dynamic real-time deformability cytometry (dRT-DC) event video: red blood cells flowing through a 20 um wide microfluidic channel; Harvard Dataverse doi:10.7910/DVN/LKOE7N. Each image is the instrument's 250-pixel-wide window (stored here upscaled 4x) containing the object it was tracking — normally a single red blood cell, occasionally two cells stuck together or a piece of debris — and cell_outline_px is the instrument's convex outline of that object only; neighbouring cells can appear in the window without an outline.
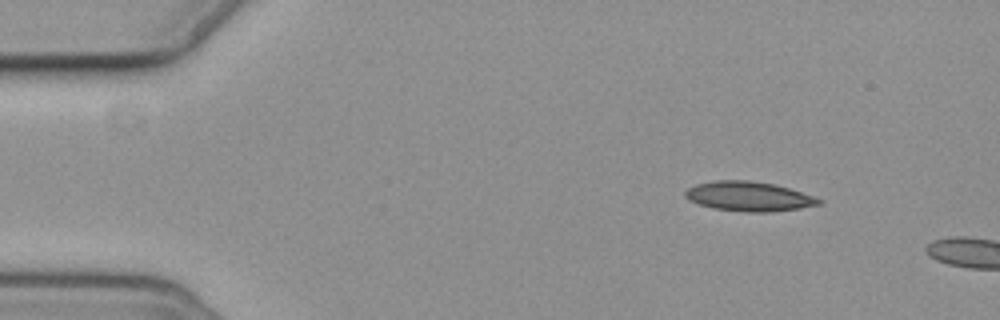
{"species": "common noctule bat (a hibernating species)", "species_latin": "Nyctalus noctula", "temperature_condition": "cold", "stored_images_in_passage": 2, "camera_frame_rate_fps": 3000, "um_per_image_px": 0.085, "animal": {"sex": "female", "body_mass_g": 19.3, "forearm_length_mm": 54.1}, "frame": {"image": 1, "passage_image": 1, "time_ms": 0.0, "image_size_px": [1000, 320], "cell_outline_px": [[824, 200], [820, 204], [800, 208], [768, 212], [748, 212], [716, 208], [700, 204], [688, 200], [684, 196], [684, 192], [688, 188], [696, 184], [712, 180], [748, 180], [772, 184], [788, 188]], "centroid_in_image_um": [63.61, 16.68], "position_along_channel_um": 21.4, "area_um2": 22.77}}